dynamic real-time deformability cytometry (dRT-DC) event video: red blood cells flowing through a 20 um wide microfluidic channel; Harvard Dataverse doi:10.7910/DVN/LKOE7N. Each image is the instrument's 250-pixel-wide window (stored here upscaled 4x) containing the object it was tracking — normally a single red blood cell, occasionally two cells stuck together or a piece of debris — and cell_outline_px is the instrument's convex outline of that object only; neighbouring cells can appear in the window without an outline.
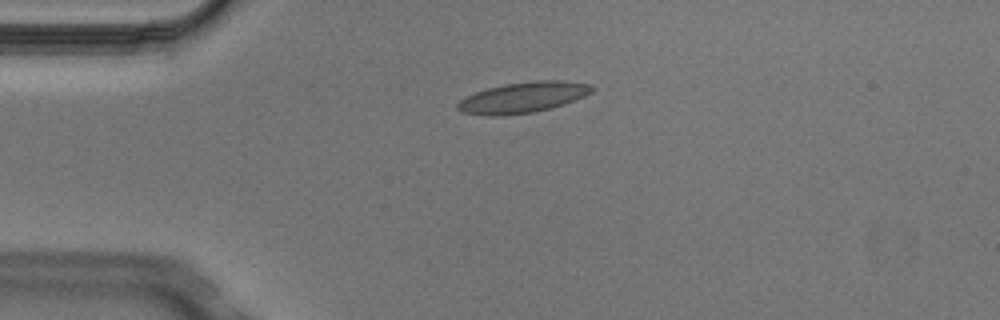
{"species": "Egyptian fruit bat (a non-hibernating species)", "species_latin": "Rousettus aegyptiacus", "temperature_condition": "cold", "stored_images_in_passage": 8, "camera_frame_rate_fps": 3000, "um_per_image_px": 0.085, "animal": {"sex": "male"}, "frame": {"image": 1, "passage_image": 3, "time_ms": 0.667, "image_size_px": [1000, 320], "cell_outline_px": [[596, 88], [592, 92], [584, 96], [564, 104], [532, 112], [500, 116], [488, 116], [460, 112], [456, 108], [456, 104], [460, 100], [476, 92], [488, 88], [504, 84], [536, 80], [560, 80], [592, 84]], "centroid_in_image_um": [44.45, 8.28], "position_along_channel_um": 40.5, "area_um2": 24.04}}
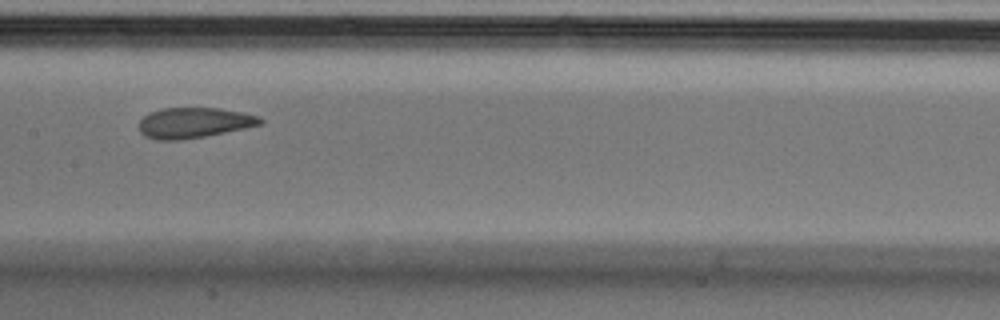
{"frame": {"image": 2, "passage_image": 7, "time_ms": 2.0, "image_size_px": [1000, 320], "cell_outline_px": [[264, 124], [204, 136], [180, 140], [156, 140], [144, 136], [140, 132], [140, 120], [144, 116], [160, 108], [216, 108], [240, 112], [260, 116], [264, 120]], "centroid_in_image_um": [16.49, 10.44], "position_along_channel_um": 190.9, "area_um2": 21.39}}
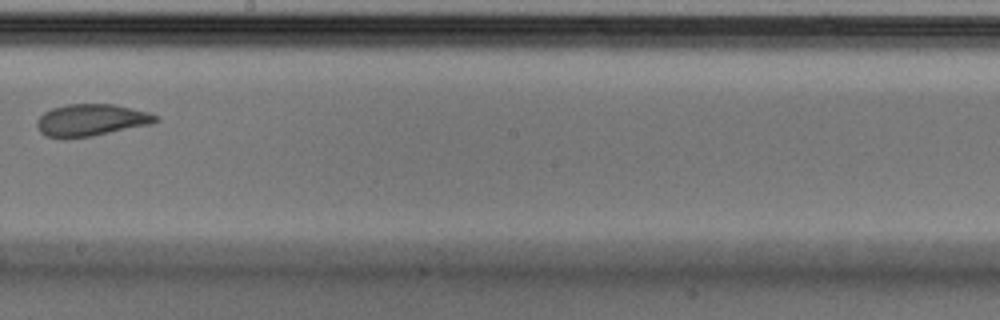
{"frame": {"image": 3, "passage_image": 8, "time_ms": 2.333, "image_size_px": [1000, 320], "cell_outline_px": [[160, 120], [152, 124], [92, 136], [64, 140], [44, 136], [40, 132], [36, 124], [36, 120], [44, 112], [52, 108], [68, 104], [116, 104], [148, 112], [156, 116]], "centroid_in_image_um": [7.71, 10.23], "position_along_channel_um": 240.5, "area_um2": 22.48}}